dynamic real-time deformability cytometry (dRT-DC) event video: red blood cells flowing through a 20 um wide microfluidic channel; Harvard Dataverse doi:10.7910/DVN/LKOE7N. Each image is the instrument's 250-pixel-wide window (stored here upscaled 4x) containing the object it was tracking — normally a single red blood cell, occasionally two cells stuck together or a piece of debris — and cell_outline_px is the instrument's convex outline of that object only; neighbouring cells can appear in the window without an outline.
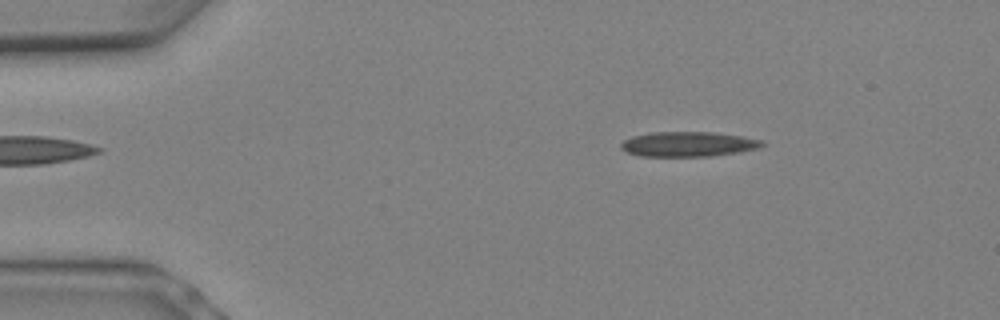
{"species": "Egyptian fruit bat (a non-hibernating species)", "species_latin": "Rousettus aegyptiacus", "temperature_condition": "warm", "stored_images_in_passage": 6, "camera_frame_rate_fps": 3000, "um_per_image_px": 0.085, "animal": {"sex": "female"}, "frame": {"image": 1, "passage_image": 3, "time_ms": 0.667, "image_size_px": [1000, 320], "cell_outline_px": [[768, 144], [760, 148], [740, 152], [712, 156], [640, 156], [628, 152], [620, 148], [620, 144], [624, 140], [632, 136], [652, 132], [712, 132], [740, 136], [764, 140]], "centroid_in_image_um": [58.55, 12.25], "position_along_channel_um": 26.5, "area_um2": 20.63}}
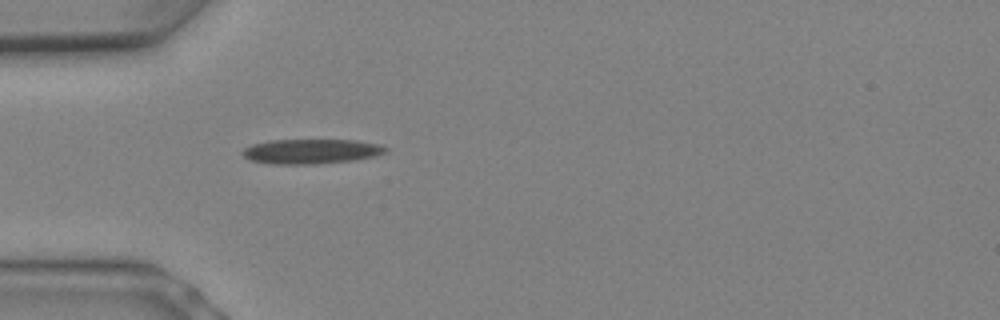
{"frame": {"image": 2, "passage_image": 6, "time_ms": 1.667, "image_size_px": [1000, 320], "cell_outline_px": [[388, 152], [376, 156], [356, 160], [316, 164], [268, 164], [252, 160], [244, 156], [240, 152], [244, 148], [252, 144], [268, 140], [356, 140], [380, 144], [388, 148]], "centroid_in_image_um": [26.48, 12.87], "position_along_channel_um": 58.5, "area_um2": 20.92}}